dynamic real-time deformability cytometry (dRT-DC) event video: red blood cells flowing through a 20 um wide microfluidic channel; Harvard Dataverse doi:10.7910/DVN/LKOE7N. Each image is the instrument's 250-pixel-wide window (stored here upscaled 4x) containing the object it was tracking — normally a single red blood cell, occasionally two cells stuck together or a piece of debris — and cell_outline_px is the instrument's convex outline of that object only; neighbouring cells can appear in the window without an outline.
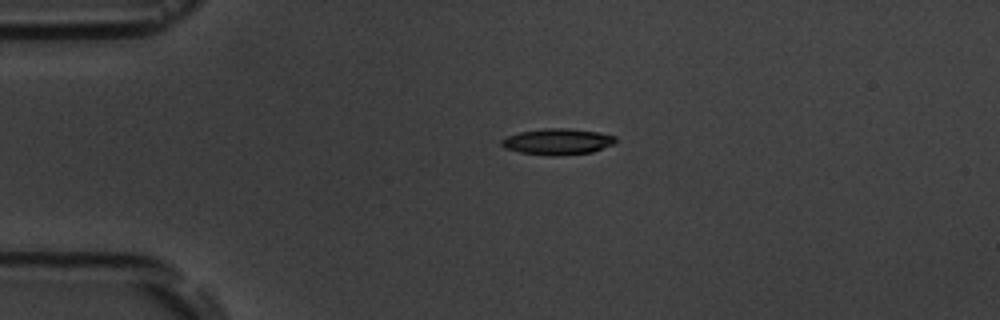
{"species": "common noctule bat (a hibernating species)", "species_latin": "Nyctalus noctula", "temperature_condition": "room temperature", "stored_images_in_passage": 3, "camera_frame_rate_fps": 3000, "um_per_image_px": 0.085, "animal": {"sex": "male", "body_mass_g": 19.5, "forearm_length_mm": 54.6}, "frame": {"image": 1, "passage_image": 2, "time_ms": 1.0, "image_size_px": [1000, 320], "cell_outline_px": [[616, 140], [612, 144], [592, 152], [556, 156], [552, 156], [520, 152], [504, 148], [500, 144], [500, 140], [508, 136], [520, 132], [544, 128], [568, 128], [600, 132], [616, 136]], "centroid_in_image_um": [47.38, 12.03], "position_along_channel_um": 37.6, "area_um2": 17.34}}